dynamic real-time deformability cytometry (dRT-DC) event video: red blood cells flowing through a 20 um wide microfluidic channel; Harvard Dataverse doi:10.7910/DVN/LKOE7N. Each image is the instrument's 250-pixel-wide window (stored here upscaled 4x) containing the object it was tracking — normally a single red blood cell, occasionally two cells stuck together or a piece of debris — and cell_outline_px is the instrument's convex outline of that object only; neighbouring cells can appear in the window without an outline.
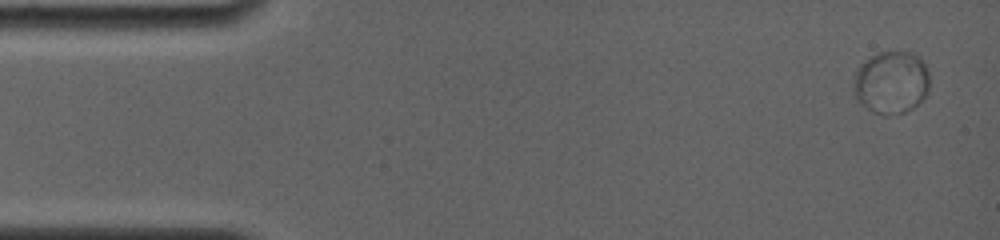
{"species": "common noctule bat (a hibernating species)", "species_latin": "Nyctalus noctula", "temperature_condition": "room temperature", "stored_images_in_passage": 9, "camera_frame_rate_fps": 4000, "um_per_image_px": 0.085, "animal": {"sex": "female", "body_mass_g": 19.0, "forearm_length_mm": 56.7}, "frame": {"image": 1, "passage_image": 1, "time_ms": 0.0, "image_size_px": [1000, 240], "cell_outline_px": [[928, 92], [912, 108], [904, 112], [888, 116], [884, 116], [872, 112], [860, 104], [852, 92], [852, 80], [856, 68], [864, 60], [880, 52], [912, 52], [920, 56], [928, 72]], "centroid_in_image_um": [75.7, 7.01], "position_along_channel_um": 9.3, "area_um2": 28.21}}
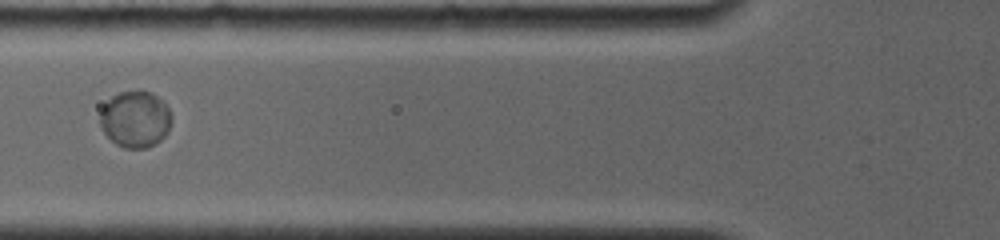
{"frame": {"image": 2, "passage_image": 7, "time_ms": 5.75, "image_size_px": [1000, 240], "cell_outline_px": [[172, 120], [164, 136], [160, 140], [148, 148], [124, 148], [116, 144], [104, 132], [100, 124], [100, 112], [104, 104], [112, 96], [120, 92], [148, 92], [156, 96], [168, 108], [172, 116]], "centroid_in_image_um": [11.48, 10.15], "position_along_channel_um": 114.3, "area_um2": 23.18}}
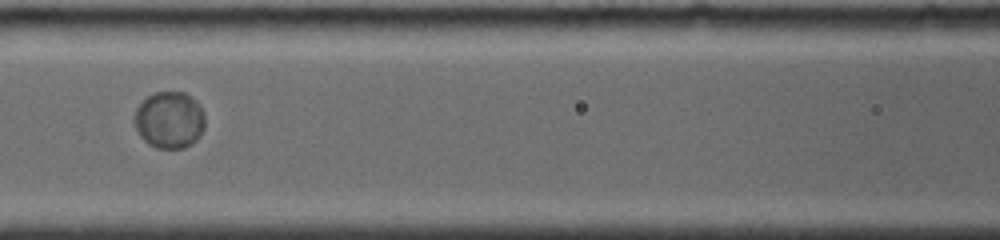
{"frame": {"image": 3, "passage_image": 8, "time_ms": 6.75, "image_size_px": [1000, 240], "cell_outline_px": [[204, 128], [200, 136], [192, 144], [184, 148], [156, 148], [148, 144], [140, 136], [132, 120], [132, 116], [136, 108], [148, 96], [156, 92], [184, 92], [196, 100], [204, 116]], "centroid_in_image_um": [14.37, 10.21], "position_along_channel_um": 152.2, "area_um2": 23.52}}